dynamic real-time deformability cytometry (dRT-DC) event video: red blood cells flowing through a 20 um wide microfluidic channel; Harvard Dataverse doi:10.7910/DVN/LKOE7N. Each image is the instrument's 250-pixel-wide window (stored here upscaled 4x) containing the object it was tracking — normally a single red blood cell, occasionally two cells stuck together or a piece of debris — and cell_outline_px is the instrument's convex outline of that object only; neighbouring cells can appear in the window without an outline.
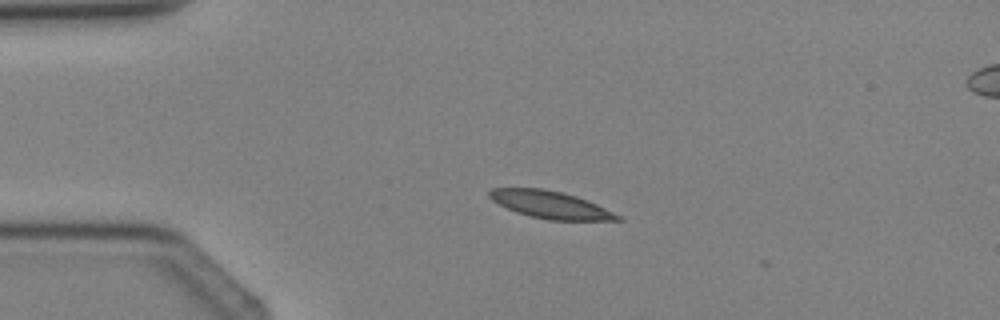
{"species": "Egyptian fruit bat (a non-hibernating species)", "species_latin": "Rousettus aegyptiacus", "temperature_condition": "cold", "stored_images_in_passage": 3, "camera_frame_rate_fps": 3000, "um_per_image_px": 0.085, "animal": {"sex": "female"}, "frame": {"image": 1, "passage_image": 2, "time_ms": 1.333, "image_size_px": [1000, 320], "cell_outline_px": [[624, 220], [548, 220], [516, 212], [492, 200], [488, 196], [488, 192], [492, 188], [544, 188], [576, 196], [588, 200], [624, 216]], "centroid_in_image_um": [46.84, 17.4], "position_along_channel_um": 38.2, "area_um2": 20.4}}